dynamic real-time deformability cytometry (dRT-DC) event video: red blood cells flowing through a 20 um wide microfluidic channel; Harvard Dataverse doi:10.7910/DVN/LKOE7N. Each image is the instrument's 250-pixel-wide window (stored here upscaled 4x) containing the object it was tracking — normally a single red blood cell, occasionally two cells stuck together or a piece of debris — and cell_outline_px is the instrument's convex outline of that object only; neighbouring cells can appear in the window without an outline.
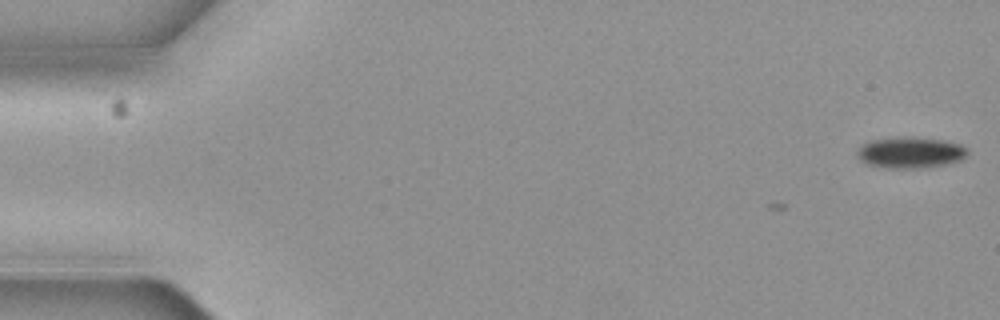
{"species": "common noctule bat (a hibernating species)", "species_latin": "Nyctalus noctula", "temperature_condition": "cold", "stored_images_in_passage": 2, "camera_frame_rate_fps": 3000, "um_per_image_px": 0.085, "animal": {"sex": "female", "body_mass_g": 19.3, "forearm_length_mm": 54.1}, "frame": {"image": 1, "passage_image": 2, "time_ms": 0.333, "image_size_px": [1000, 320], "cell_outline_px": [[968, 152], [960, 160], [944, 164], [920, 168], [888, 168], [864, 164], [856, 156], [856, 148], [872, 140], [908, 136], [912, 136], [940, 140], [960, 144]], "centroid_in_image_um": [77.3, 12.97], "position_along_channel_um": 7.7, "area_um2": 19.94}}